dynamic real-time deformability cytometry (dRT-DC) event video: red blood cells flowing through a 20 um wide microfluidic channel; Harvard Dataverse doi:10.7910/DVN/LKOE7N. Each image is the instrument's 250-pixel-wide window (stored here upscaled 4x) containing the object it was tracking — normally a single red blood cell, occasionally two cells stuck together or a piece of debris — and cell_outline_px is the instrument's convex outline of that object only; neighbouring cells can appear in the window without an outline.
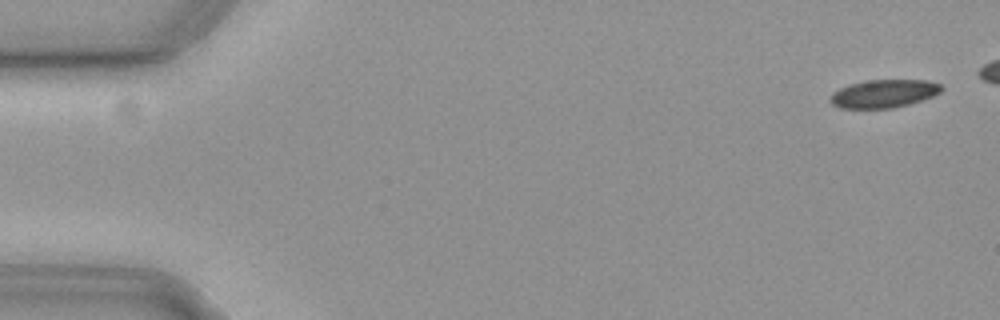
{"species": "common noctule bat (a hibernating species)", "species_latin": "Nyctalus noctula", "temperature_condition": "cold", "stored_images_in_passage": 48, "camera_frame_rate_fps": 3000, "um_per_image_px": 0.085, "animal": {"sex": "female", "body_mass_g": 19.3, "forearm_length_mm": 54.1}, "frame": {"image": 1, "passage_image": 1, "time_ms": 0.0, "image_size_px": [1000, 320], "cell_outline_px": [[944, 88], [940, 92], [932, 96], [908, 104], [892, 108], [840, 108], [832, 104], [828, 100], [832, 92], [848, 84], [868, 80], [928, 80], [940, 84]], "centroid_in_image_um": [75.09, 7.95], "position_along_channel_um": 9.9, "area_um2": 18.21}}
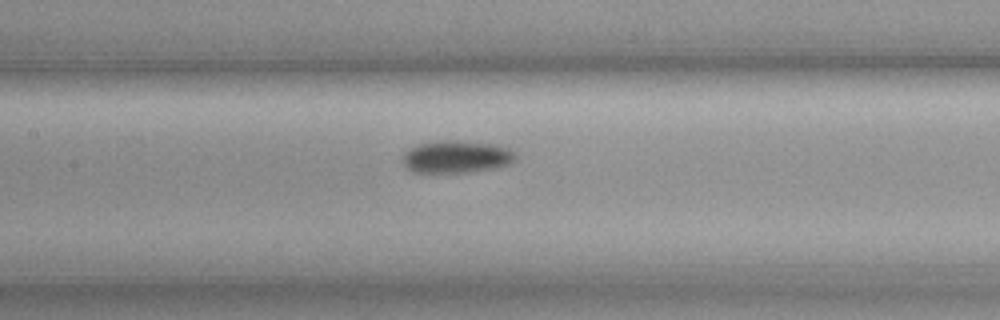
{"frame": {"image": 2, "passage_image": 25, "time_ms": 8.0, "image_size_px": [1000, 320], "cell_outline_px": [[516, 160], [508, 164], [496, 168], [468, 172], [416, 172], [408, 168], [400, 160], [404, 152], [408, 148], [420, 144], [440, 140], [456, 140], [492, 144], [508, 148], [516, 156]], "centroid_in_image_um": [38.77, 13.32], "position_along_channel_um": 168.6, "area_um2": 21.27}}
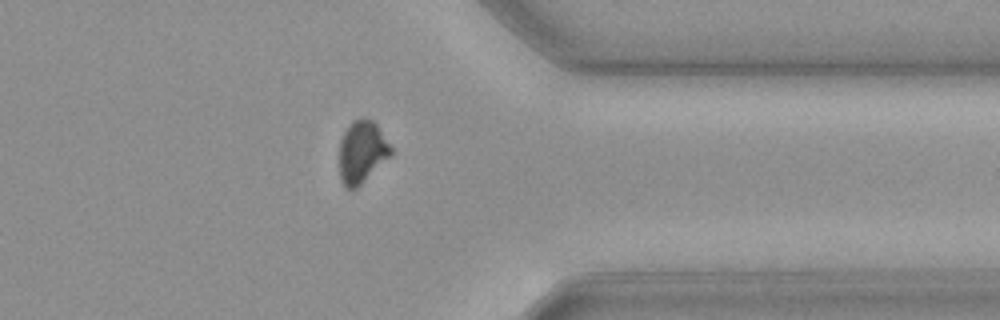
{"frame": {"image": 3, "passage_image": 43, "time_ms": 14.0, "image_size_px": [1000, 320], "cell_outline_px": [[392, 156], [356, 188], [348, 188], [340, 180], [340, 140], [344, 132], [352, 120], [360, 116], [364, 116], [372, 120], [376, 124], [392, 148]], "centroid_in_image_um": [30.78, 12.88], "position_along_channel_um": 380.6, "area_um2": 18.79}, "authors_computed_cell_mechanics": {"area_um2": 19.9121, "velocity_mm_per_s": 3.7058, "shape_relaxation_time_tau1_ms": 5.1101, "shape_relaxation_time_tau2_ms": null, "deformation_change_tau1": 0.0866, "deformation_change_tau2": null}}